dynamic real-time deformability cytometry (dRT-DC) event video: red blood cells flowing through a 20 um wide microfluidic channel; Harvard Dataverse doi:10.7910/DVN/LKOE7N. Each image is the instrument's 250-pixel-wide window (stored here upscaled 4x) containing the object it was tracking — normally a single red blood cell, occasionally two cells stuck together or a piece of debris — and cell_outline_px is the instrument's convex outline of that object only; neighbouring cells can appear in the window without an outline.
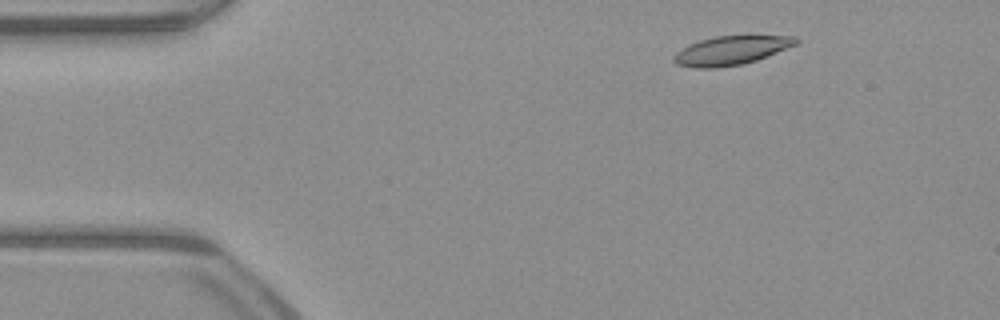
{"species": "common noctule bat (a hibernating species)", "species_latin": "Nyctalus noctula", "temperature_condition": "warm", "stored_images_in_passage": 49, "camera_frame_rate_fps": 3000, "um_per_image_px": 0.085, "animal": {"sex": "male", "body_mass_g": 23.1, "forearm_length_mm": 52.7}, "frame": {"image": 1, "passage_image": 5, "time_ms": 1.333, "image_size_px": [1000, 320], "cell_outline_px": [[800, 40], [796, 44], [756, 60], [744, 64], [716, 68], [696, 68], [676, 64], [672, 60], [672, 56], [680, 48], [688, 44], [700, 40], [716, 36], [796, 36]], "centroid_in_image_um": [62.08, 4.29], "position_along_channel_um": 22.9, "area_um2": 20.52}}
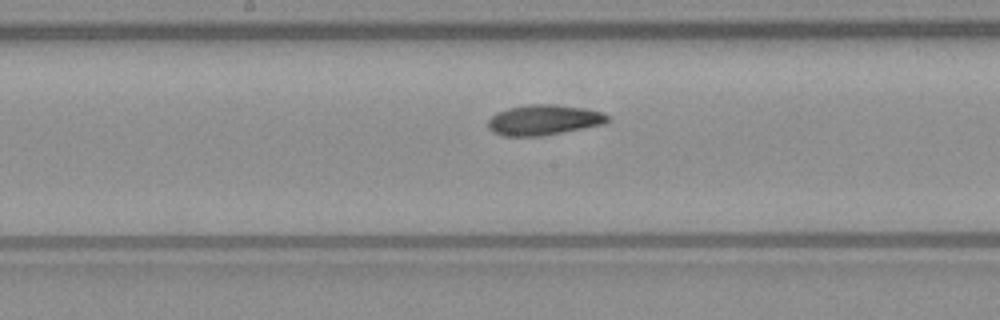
{"frame": {"image": 2, "passage_image": 24, "time_ms": 7.667, "image_size_px": [1000, 320], "cell_outline_px": [[608, 120], [604, 124], [540, 136], [504, 136], [492, 132], [488, 128], [488, 120], [496, 112], [508, 108], [528, 104], [552, 104], [584, 108], [604, 112], [608, 116]], "centroid_in_image_um": [46.19, 10.19], "position_along_channel_um": 202.0, "area_um2": 21.1}}
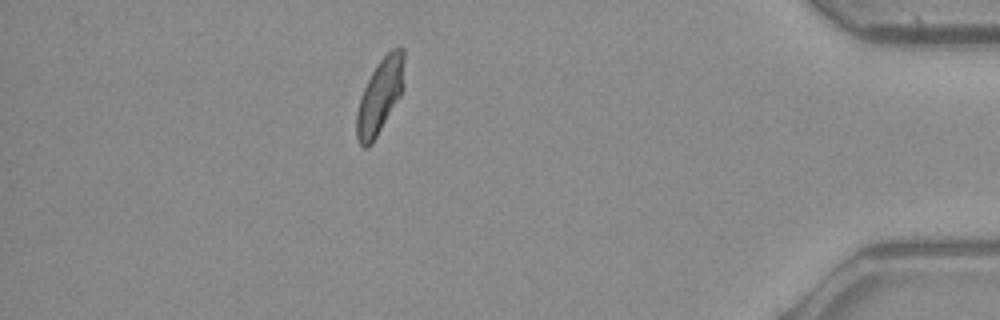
{"frame": {"image": 3, "passage_image": 43, "time_ms": 14.0, "image_size_px": [1000, 320], "cell_outline_px": [[404, 88], [400, 96], [372, 144], [368, 148], [364, 148], [360, 144], [356, 136], [356, 112], [360, 96], [376, 64], [392, 48], [404, 48]], "centroid_in_image_um": [32.29, 8.17], "position_along_channel_um": 402.9, "area_um2": 20.81}, "authors_computed_cell_mechanics": {"area_um2": 20.9814, "velocity_mm_per_s": 3.9886, "shape_relaxation_time_tau1_ms": 7.2684, "shape_relaxation_time_tau2_ms": 5.4471, "deformation_change_tau1": 0.1659, "deformation_change_tau2": 0.1208}}